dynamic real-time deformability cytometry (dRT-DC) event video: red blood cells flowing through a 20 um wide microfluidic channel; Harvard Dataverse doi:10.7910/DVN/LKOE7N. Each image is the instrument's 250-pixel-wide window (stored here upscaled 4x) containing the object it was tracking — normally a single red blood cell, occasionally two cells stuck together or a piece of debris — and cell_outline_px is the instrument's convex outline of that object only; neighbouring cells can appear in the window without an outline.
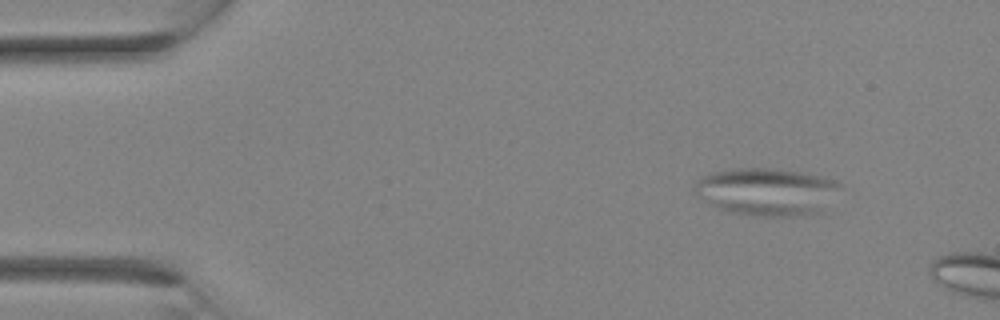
{"species": "Egyptian fruit bat (a non-hibernating species)", "species_latin": "Rousettus aegyptiacus", "temperature_condition": "room temperature", "stored_images_in_passage": 7, "camera_frame_rate_fps": 3000, "um_per_image_px": 0.085, "animal": {"sex": "female"}, "frame": {"image": 1, "passage_image": 4, "time_ms": 1.0, "image_size_px": [1000, 320], "cell_outline_px": [[844, 184], [824, 212], [792, 216], [752, 216], [728, 212], [712, 204], [700, 196], [696, 192], [696, 180], [712, 172], [740, 168], [772, 168], [800, 172], [824, 176], [840, 180]], "centroid_in_image_um": [65.3, 16.29], "position_along_channel_um": 19.7, "area_um2": 40.63}}